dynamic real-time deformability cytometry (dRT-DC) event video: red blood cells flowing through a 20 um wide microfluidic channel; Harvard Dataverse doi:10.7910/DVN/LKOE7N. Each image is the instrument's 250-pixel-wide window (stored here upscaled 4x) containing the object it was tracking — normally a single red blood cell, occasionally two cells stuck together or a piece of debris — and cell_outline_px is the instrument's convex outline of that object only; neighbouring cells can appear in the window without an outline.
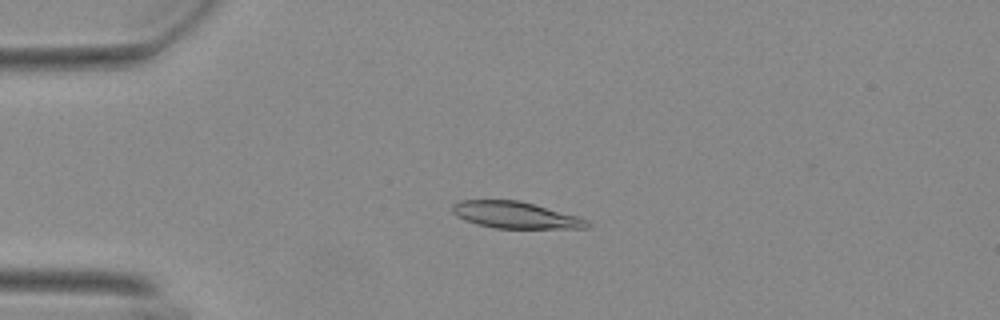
{"species": "Egyptian fruit bat (a non-hibernating species)", "species_latin": "Rousettus aegyptiacus", "temperature_condition": "warm", "stored_images_in_passage": 27, "camera_frame_rate_fps": 3000, "um_per_image_px": 0.085, "animal": {"sex": "female"}, "frame": {"image": 1, "passage_image": 6, "time_ms": 1.667, "image_size_px": [1000, 320], "cell_outline_px": [[592, 224], [588, 228], [496, 228], [476, 224], [464, 220], [456, 216], [452, 212], [452, 204], [460, 200], [520, 200], [576, 216], [588, 220]], "centroid_in_image_um": [43.78, 18.28], "position_along_channel_um": 41.2, "area_um2": 20.92}}
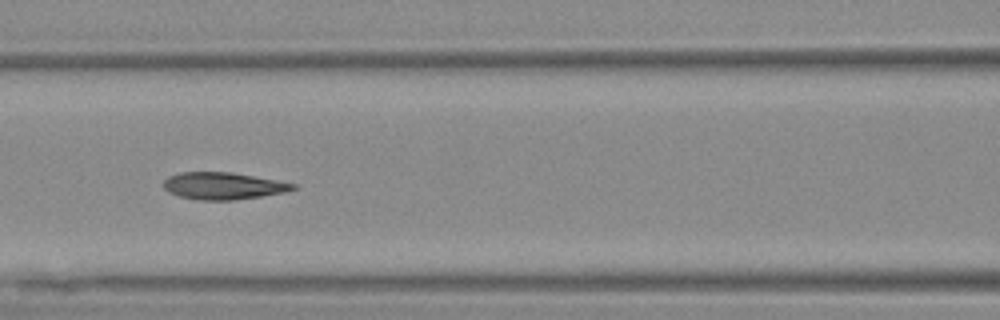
{"frame": {"image": 2, "passage_image": 17, "time_ms": 5.333, "image_size_px": [1000, 320], "cell_outline_px": [[296, 188], [284, 192], [260, 196], [232, 200], [200, 200], [180, 196], [168, 192], [164, 188], [164, 180], [168, 176], [180, 172], [232, 172], [296, 184]], "centroid_in_image_um": [18.93, 15.79], "position_along_channel_um": 147.7, "area_um2": 20.17}}
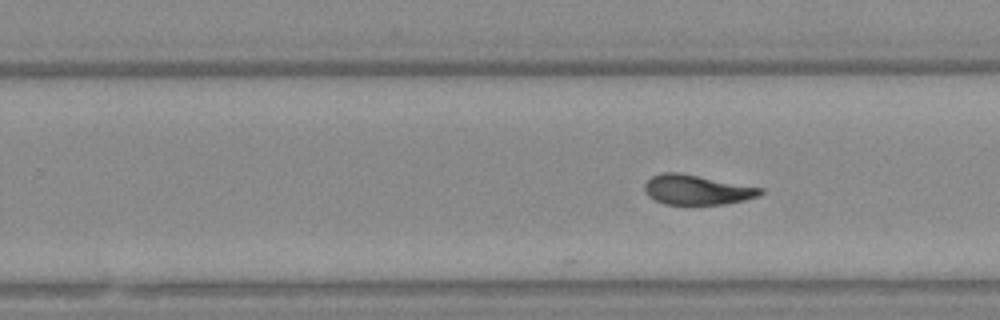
{"frame": {"image": 3, "passage_image": 27, "time_ms": 8.667, "image_size_px": [1000, 320], "cell_outline_px": [[764, 192], [756, 196], [744, 200], [724, 204], [692, 208], [664, 204], [648, 196], [644, 188], [644, 184], [652, 176], [660, 172], [680, 172], [764, 188]], "centroid_in_image_um": [59.21, 16.17], "position_along_channel_um": 270.6, "area_um2": 20.98}}